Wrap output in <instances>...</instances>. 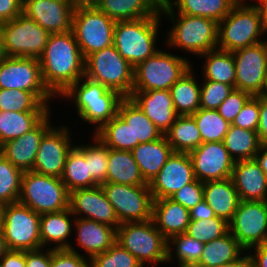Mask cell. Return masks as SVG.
<instances>
[{
  "label": "cell",
  "mask_w": 267,
  "mask_h": 267,
  "mask_svg": "<svg viewBox=\"0 0 267 267\" xmlns=\"http://www.w3.org/2000/svg\"><path fill=\"white\" fill-rule=\"evenodd\" d=\"M193 65L170 88L173 106L179 116H189L200 109L201 79L194 73ZM199 78V79H198Z\"/></svg>",
  "instance_id": "obj_32"
},
{
  "label": "cell",
  "mask_w": 267,
  "mask_h": 267,
  "mask_svg": "<svg viewBox=\"0 0 267 267\" xmlns=\"http://www.w3.org/2000/svg\"><path fill=\"white\" fill-rule=\"evenodd\" d=\"M131 152L141 176L149 184L165 165L173 150L163 135L155 141L138 144Z\"/></svg>",
  "instance_id": "obj_28"
},
{
  "label": "cell",
  "mask_w": 267,
  "mask_h": 267,
  "mask_svg": "<svg viewBox=\"0 0 267 267\" xmlns=\"http://www.w3.org/2000/svg\"><path fill=\"white\" fill-rule=\"evenodd\" d=\"M90 267H143L137 259L118 242L107 251L94 256Z\"/></svg>",
  "instance_id": "obj_48"
},
{
  "label": "cell",
  "mask_w": 267,
  "mask_h": 267,
  "mask_svg": "<svg viewBox=\"0 0 267 267\" xmlns=\"http://www.w3.org/2000/svg\"><path fill=\"white\" fill-rule=\"evenodd\" d=\"M23 171L0 153V205L18 202Z\"/></svg>",
  "instance_id": "obj_46"
},
{
  "label": "cell",
  "mask_w": 267,
  "mask_h": 267,
  "mask_svg": "<svg viewBox=\"0 0 267 267\" xmlns=\"http://www.w3.org/2000/svg\"><path fill=\"white\" fill-rule=\"evenodd\" d=\"M257 134L262 145H267V98L260 95V118Z\"/></svg>",
  "instance_id": "obj_58"
},
{
  "label": "cell",
  "mask_w": 267,
  "mask_h": 267,
  "mask_svg": "<svg viewBox=\"0 0 267 267\" xmlns=\"http://www.w3.org/2000/svg\"><path fill=\"white\" fill-rule=\"evenodd\" d=\"M235 4L253 5L257 0H233Z\"/></svg>",
  "instance_id": "obj_65"
},
{
  "label": "cell",
  "mask_w": 267,
  "mask_h": 267,
  "mask_svg": "<svg viewBox=\"0 0 267 267\" xmlns=\"http://www.w3.org/2000/svg\"><path fill=\"white\" fill-rule=\"evenodd\" d=\"M249 264L250 258L246 251L239 259H236L235 261L230 263L222 264L217 267H248Z\"/></svg>",
  "instance_id": "obj_62"
},
{
  "label": "cell",
  "mask_w": 267,
  "mask_h": 267,
  "mask_svg": "<svg viewBox=\"0 0 267 267\" xmlns=\"http://www.w3.org/2000/svg\"><path fill=\"white\" fill-rule=\"evenodd\" d=\"M170 199L180 203L186 209L191 210L204 200L203 182L195 179L193 182L184 185L181 189L172 194Z\"/></svg>",
  "instance_id": "obj_52"
},
{
  "label": "cell",
  "mask_w": 267,
  "mask_h": 267,
  "mask_svg": "<svg viewBox=\"0 0 267 267\" xmlns=\"http://www.w3.org/2000/svg\"><path fill=\"white\" fill-rule=\"evenodd\" d=\"M52 106L44 104L32 92L18 89H0V111L51 112Z\"/></svg>",
  "instance_id": "obj_43"
},
{
  "label": "cell",
  "mask_w": 267,
  "mask_h": 267,
  "mask_svg": "<svg viewBox=\"0 0 267 267\" xmlns=\"http://www.w3.org/2000/svg\"><path fill=\"white\" fill-rule=\"evenodd\" d=\"M253 5L257 8L263 25H265L267 23V0H257Z\"/></svg>",
  "instance_id": "obj_63"
},
{
  "label": "cell",
  "mask_w": 267,
  "mask_h": 267,
  "mask_svg": "<svg viewBox=\"0 0 267 267\" xmlns=\"http://www.w3.org/2000/svg\"><path fill=\"white\" fill-rule=\"evenodd\" d=\"M118 115L131 127L132 150L140 143L152 142L163 136L130 97L121 100Z\"/></svg>",
  "instance_id": "obj_30"
},
{
  "label": "cell",
  "mask_w": 267,
  "mask_h": 267,
  "mask_svg": "<svg viewBox=\"0 0 267 267\" xmlns=\"http://www.w3.org/2000/svg\"><path fill=\"white\" fill-rule=\"evenodd\" d=\"M40 216L20 202L2 205L0 234L5 248L17 251L41 249Z\"/></svg>",
  "instance_id": "obj_8"
},
{
  "label": "cell",
  "mask_w": 267,
  "mask_h": 267,
  "mask_svg": "<svg viewBox=\"0 0 267 267\" xmlns=\"http://www.w3.org/2000/svg\"><path fill=\"white\" fill-rule=\"evenodd\" d=\"M0 27L8 57L39 59L50 35L23 13L10 21L0 23Z\"/></svg>",
  "instance_id": "obj_11"
},
{
  "label": "cell",
  "mask_w": 267,
  "mask_h": 267,
  "mask_svg": "<svg viewBox=\"0 0 267 267\" xmlns=\"http://www.w3.org/2000/svg\"><path fill=\"white\" fill-rule=\"evenodd\" d=\"M251 96L252 95L246 91L234 89L216 110L223 119L232 124L235 117Z\"/></svg>",
  "instance_id": "obj_51"
},
{
  "label": "cell",
  "mask_w": 267,
  "mask_h": 267,
  "mask_svg": "<svg viewBox=\"0 0 267 267\" xmlns=\"http://www.w3.org/2000/svg\"><path fill=\"white\" fill-rule=\"evenodd\" d=\"M264 204H265L266 211H267V197H266V199L264 200Z\"/></svg>",
  "instance_id": "obj_68"
},
{
  "label": "cell",
  "mask_w": 267,
  "mask_h": 267,
  "mask_svg": "<svg viewBox=\"0 0 267 267\" xmlns=\"http://www.w3.org/2000/svg\"><path fill=\"white\" fill-rule=\"evenodd\" d=\"M176 13L220 22L234 7L233 0H163Z\"/></svg>",
  "instance_id": "obj_36"
},
{
  "label": "cell",
  "mask_w": 267,
  "mask_h": 267,
  "mask_svg": "<svg viewBox=\"0 0 267 267\" xmlns=\"http://www.w3.org/2000/svg\"><path fill=\"white\" fill-rule=\"evenodd\" d=\"M8 56H7V53H6V50H5V46H4V42H3V36H2V29L0 27V63L6 59Z\"/></svg>",
  "instance_id": "obj_64"
},
{
  "label": "cell",
  "mask_w": 267,
  "mask_h": 267,
  "mask_svg": "<svg viewBox=\"0 0 267 267\" xmlns=\"http://www.w3.org/2000/svg\"><path fill=\"white\" fill-rule=\"evenodd\" d=\"M0 89L34 93L44 104L56 99L45 87L38 58L7 57L0 63Z\"/></svg>",
  "instance_id": "obj_15"
},
{
  "label": "cell",
  "mask_w": 267,
  "mask_h": 267,
  "mask_svg": "<svg viewBox=\"0 0 267 267\" xmlns=\"http://www.w3.org/2000/svg\"><path fill=\"white\" fill-rule=\"evenodd\" d=\"M229 232V223L220 217L190 220L186 234L202 243H208Z\"/></svg>",
  "instance_id": "obj_47"
},
{
  "label": "cell",
  "mask_w": 267,
  "mask_h": 267,
  "mask_svg": "<svg viewBox=\"0 0 267 267\" xmlns=\"http://www.w3.org/2000/svg\"><path fill=\"white\" fill-rule=\"evenodd\" d=\"M204 243L186 233L173 235L167 240V266L194 267L200 260ZM177 263V264H176Z\"/></svg>",
  "instance_id": "obj_39"
},
{
  "label": "cell",
  "mask_w": 267,
  "mask_h": 267,
  "mask_svg": "<svg viewBox=\"0 0 267 267\" xmlns=\"http://www.w3.org/2000/svg\"><path fill=\"white\" fill-rule=\"evenodd\" d=\"M250 264L254 267H267V242L254 246L247 251Z\"/></svg>",
  "instance_id": "obj_57"
},
{
  "label": "cell",
  "mask_w": 267,
  "mask_h": 267,
  "mask_svg": "<svg viewBox=\"0 0 267 267\" xmlns=\"http://www.w3.org/2000/svg\"><path fill=\"white\" fill-rule=\"evenodd\" d=\"M69 209L77 218L104 223L115 229L120 225L101 185L70 191Z\"/></svg>",
  "instance_id": "obj_19"
},
{
  "label": "cell",
  "mask_w": 267,
  "mask_h": 267,
  "mask_svg": "<svg viewBox=\"0 0 267 267\" xmlns=\"http://www.w3.org/2000/svg\"><path fill=\"white\" fill-rule=\"evenodd\" d=\"M235 87L220 82L201 80L200 108L216 110Z\"/></svg>",
  "instance_id": "obj_49"
},
{
  "label": "cell",
  "mask_w": 267,
  "mask_h": 267,
  "mask_svg": "<svg viewBox=\"0 0 267 267\" xmlns=\"http://www.w3.org/2000/svg\"><path fill=\"white\" fill-rule=\"evenodd\" d=\"M196 179L201 182L230 178L235 161L223 142L201 143L188 153Z\"/></svg>",
  "instance_id": "obj_18"
},
{
  "label": "cell",
  "mask_w": 267,
  "mask_h": 267,
  "mask_svg": "<svg viewBox=\"0 0 267 267\" xmlns=\"http://www.w3.org/2000/svg\"><path fill=\"white\" fill-rule=\"evenodd\" d=\"M256 161L259 163L261 169L267 175V145H262L260 150L255 156Z\"/></svg>",
  "instance_id": "obj_61"
},
{
  "label": "cell",
  "mask_w": 267,
  "mask_h": 267,
  "mask_svg": "<svg viewBox=\"0 0 267 267\" xmlns=\"http://www.w3.org/2000/svg\"><path fill=\"white\" fill-rule=\"evenodd\" d=\"M213 217H216L214 211L205 200H202L190 210L191 220H205Z\"/></svg>",
  "instance_id": "obj_59"
},
{
  "label": "cell",
  "mask_w": 267,
  "mask_h": 267,
  "mask_svg": "<svg viewBox=\"0 0 267 267\" xmlns=\"http://www.w3.org/2000/svg\"><path fill=\"white\" fill-rule=\"evenodd\" d=\"M49 113L0 111V146L34 129Z\"/></svg>",
  "instance_id": "obj_37"
},
{
  "label": "cell",
  "mask_w": 267,
  "mask_h": 267,
  "mask_svg": "<svg viewBox=\"0 0 267 267\" xmlns=\"http://www.w3.org/2000/svg\"><path fill=\"white\" fill-rule=\"evenodd\" d=\"M100 0H69L73 10L84 8H97Z\"/></svg>",
  "instance_id": "obj_60"
},
{
  "label": "cell",
  "mask_w": 267,
  "mask_h": 267,
  "mask_svg": "<svg viewBox=\"0 0 267 267\" xmlns=\"http://www.w3.org/2000/svg\"><path fill=\"white\" fill-rule=\"evenodd\" d=\"M260 118V95L251 96L235 117L232 125L257 131Z\"/></svg>",
  "instance_id": "obj_50"
},
{
  "label": "cell",
  "mask_w": 267,
  "mask_h": 267,
  "mask_svg": "<svg viewBox=\"0 0 267 267\" xmlns=\"http://www.w3.org/2000/svg\"><path fill=\"white\" fill-rule=\"evenodd\" d=\"M116 242L143 267L167 264V239L155 227L152 219L120 224L116 229Z\"/></svg>",
  "instance_id": "obj_6"
},
{
  "label": "cell",
  "mask_w": 267,
  "mask_h": 267,
  "mask_svg": "<svg viewBox=\"0 0 267 267\" xmlns=\"http://www.w3.org/2000/svg\"><path fill=\"white\" fill-rule=\"evenodd\" d=\"M73 234L75 237H73L68 250L89 260L107 251L116 242L114 227L84 218L75 217Z\"/></svg>",
  "instance_id": "obj_21"
},
{
  "label": "cell",
  "mask_w": 267,
  "mask_h": 267,
  "mask_svg": "<svg viewBox=\"0 0 267 267\" xmlns=\"http://www.w3.org/2000/svg\"><path fill=\"white\" fill-rule=\"evenodd\" d=\"M18 202L40 215L60 212L69 208V191L61 178L25 171Z\"/></svg>",
  "instance_id": "obj_10"
},
{
  "label": "cell",
  "mask_w": 267,
  "mask_h": 267,
  "mask_svg": "<svg viewBox=\"0 0 267 267\" xmlns=\"http://www.w3.org/2000/svg\"><path fill=\"white\" fill-rule=\"evenodd\" d=\"M229 232L248 251L254 246L267 242V211L264 201L240 200Z\"/></svg>",
  "instance_id": "obj_17"
},
{
  "label": "cell",
  "mask_w": 267,
  "mask_h": 267,
  "mask_svg": "<svg viewBox=\"0 0 267 267\" xmlns=\"http://www.w3.org/2000/svg\"><path fill=\"white\" fill-rule=\"evenodd\" d=\"M231 179L242 201H264L267 197V175L256 159L236 161Z\"/></svg>",
  "instance_id": "obj_25"
},
{
  "label": "cell",
  "mask_w": 267,
  "mask_h": 267,
  "mask_svg": "<svg viewBox=\"0 0 267 267\" xmlns=\"http://www.w3.org/2000/svg\"><path fill=\"white\" fill-rule=\"evenodd\" d=\"M236 66V89L252 96L267 88V43L262 41L232 52Z\"/></svg>",
  "instance_id": "obj_16"
},
{
  "label": "cell",
  "mask_w": 267,
  "mask_h": 267,
  "mask_svg": "<svg viewBox=\"0 0 267 267\" xmlns=\"http://www.w3.org/2000/svg\"><path fill=\"white\" fill-rule=\"evenodd\" d=\"M190 116L196 122L202 143L223 142L231 124L223 119L217 110L200 108Z\"/></svg>",
  "instance_id": "obj_44"
},
{
  "label": "cell",
  "mask_w": 267,
  "mask_h": 267,
  "mask_svg": "<svg viewBox=\"0 0 267 267\" xmlns=\"http://www.w3.org/2000/svg\"><path fill=\"white\" fill-rule=\"evenodd\" d=\"M6 250L4 241L2 240L1 234H0V259L2 258V255L4 251Z\"/></svg>",
  "instance_id": "obj_66"
},
{
  "label": "cell",
  "mask_w": 267,
  "mask_h": 267,
  "mask_svg": "<svg viewBox=\"0 0 267 267\" xmlns=\"http://www.w3.org/2000/svg\"><path fill=\"white\" fill-rule=\"evenodd\" d=\"M163 18L158 16L117 21L113 45L134 68L162 48L160 31ZM160 37V40L158 41Z\"/></svg>",
  "instance_id": "obj_4"
},
{
  "label": "cell",
  "mask_w": 267,
  "mask_h": 267,
  "mask_svg": "<svg viewBox=\"0 0 267 267\" xmlns=\"http://www.w3.org/2000/svg\"><path fill=\"white\" fill-rule=\"evenodd\" d=\"M73 12L69 0H25L22 5V13L49 34L71 31Z\"/></svg>",
  "instance_id": "obj_22"
},
{
  "label": "cell",
  "mask_w": 267,
  "mask_h": 267,
  "mask_svg": "<svg viewBox=\"0 0 267 267\" xmlns=\"http://www.w3.org/2000/svg\"><path fill=\"white\" fill-rule=\"evenodd\" d=\"M106 182L123 185H148L128 150H114L109 148Z\"/></svg>",
  "instance_id": "obj_34"
},
{
  "label": "cell",
  "mask_w": 267,
  "mask_h": 267,
  "mask_svg": "<svg viewBox=\"0 0 267 267\" xmlns=\"http://www.w3.org/2000/svg\"><path fill=\"white\" fill-rule=\"evenodd\" d=\"M196 179L188 153L173 152L159 173L148 184L153 199L170 198Z\"/></svg>",
  "instance_id": "obj_20"
},
{
  "label": "cell",
  "mask_w": 267,
  "mask_h": 267,
  "mask_svg": "<svg viewBox=\"0 0 267 267\" xmlns=\"http://www.w3.org/2000/svg\"><path fill=\"white\" fill-rule=\"evenodd\" d=\"M50 267H90V260L68 249H51Z\"/></svg>",
  "instance_id": "obj_53"
},
{
  "label": "cell",
  "mask_w": 267,
  "mask_h": 267,
  "mask_svg": "<svg viewBox=\"0 0 267 267\" xmlns=\"http://www.w3.org/2000/svg\"><path fill=\"white\" fill-rule=\"evenodd\" d=\"M197 59L203 67L200 71L202 73H199L202 80L224 83L236 89V66L232 52L214 49L203 53Z\"/></svg>",
  "instance_id": "obj_33"
},
{
  "label": "cell",
  "mask_w": 267,
  "mask_h": 267,
  "mask_svg": "<svg viewBox=\"0 0 267 267\" xmlns=\"http://www.w3.org/2000/svg\"><path fill=\"white\" fill-rule=\"evenodd\" d=\"M190 210L170 198L153 199L152 221L168 240L185 233L190 223Z\"/></svg>",
  "instance_id": "obj_27"
},
{
  "label": "cell",
  "mask_w": 267,
  "mask_h": 267,
  "mask_svg": "<svg viewBox=\"0 0 267 267\" xmlns=\"http://www.w3.org/2000/svg\"><path fill=\"white\" fill-rule=\"evenodd\" d=\"M21 0H0V23L10 21L22 13Z\"/></svg>",
  "instance_id": "obj_55"
},
{
  "label": "cell",
  "mask_w": 267,
  "mask_h": 267,
  "mask_svg": "<svg viewBox=\"0 0 267 267\" xmlns=\"http://www.w3.org/2000/svg\"><path fill=\"white\" fill-rule=\"evenodd\" d=\"M203 197L216 217L228 223L232 220L240 202L238 192L230 178L203 183Z\"/></svg>",
  "instance_id": "obj_29"
},
{
  "label": "cell",
  "mask_w": 267,
  "mask_h": 267,
  "mask_svg": "<svg viewBox=\"0 0 267 267\" xmlns=\"http://www.w3.org/2000/svg\"><path fill=\"white\" fill-rule=\"evenodd\" d=\"M51 249L26 251V267H50Z\"/></svg>",
  "instance_id": "obj_54"
},
{
  "label": "cell",
  "mask_w": 267,
  "mask_h": 267,
  "mask_svg": "<svg viewBox=\"0 0 267 267\" xmlns=\"http://www.w3.org/2000/svg\"><path fill=\"white\" fill-rule=\"evenodd\" d=\"M84 76L118 92L124 98L132 94L134 67L120 55L114 45L85 58Z\"/></svg>",
  "instance_id": "obj_9"
},
{
  "label": "cell",
  "mask_w": 267,
  "mask_h": 267,
  "mask_svg": "<svg viewBox=\"0 0 267 267\" xmlns=\"http://www.w3.org/2000/svg\"><path fill=\"white\" fill-rule=\"evenodd\" d=\"M115 24L98 8L74 10L72 31L84 58L113 45Z\"/></svg>",
  "instance_id": "obj_12"
},
{
  "label": "cell",
  "mask_w": 267,
  "mask_h": 267,
  "mask_svg": "<svg viewBox=\"0 0 267 267\" xmlns=\"http://www.w3.org/2000/svg\"><path fill=\"white\" fill-rule=\"evenodd\" d=\"M223 144L235 162L255 159L262 146L257 131L242 129L232 124L223 139Z\"/></svg>",
  "instance_id": "obj_38"
},
{
  "label": "cell",
  "mask_w": 267,
  "mask_h": 267,
  "mask_svg": "<svg viewBox=\"0 0 267 267\" xmlns=\"http://www.w3.org/2000/svg\"><path fill=\"white\" fill-rule=\"evenodd\" d=\"M264 41L267 43V23L264 25Z\"/></svg>",
  "instance_id": "obj_67"
},
{
  "label": "cell",
  "mask_w": 267,
  "mask_h": 267,
  "mask_svg": "<svg viewBox=\"0 0 267 267\" xmlns=\"http://www.w3.org/2000/svg\"><path fill=\"white\" fill-rule=\"evenodd\" d=\"M162 0H100L97 8L114 21L158 16Z\"/></svg>",
  "instance_id": "obj_31"
},
{
  "label": "cell",
  "mask_w": 267,
  "mask_h": 267,
  "mask_svg": "<svg viewBox=\"0 0 267 267\" xmlns=\"http://www.w3.org/2000/svg\"><path fill=\"white\" fill-rule=\"evenodd\" d=\"M120 224L152 219L153 197L149 185L101 184Z\"/></svg>",
  "instance_id": "obj_13"
},
{
  "label": "cell",
  "mask_w": 267,
  "mask_h": 267,
  "mask_svg": "<svg viewBox=\"0 0 267 267\" xmlns=\"http://www.w3.org/2000/svg\"><path fill=\"white\" fill-rule=\"evenodd\" d=\"M154 55L150 56L134 68L132 91L170 90L192 66L188 58L168 51L164 44ZM165 49V50H164Z\"/></svg>",
  "instance_id": "obj_5"
},
{
  "label": "cell",
  "mask_w": 267,
  "mask_h": 267,
  "mask_svg": "<svg viewBox=\"0 0 267 267\" xmlns=\"http://www.w3.org/2000/svg\"><path fill=\"white\" fill-rule=\"evenodd\" d=\"M75 216L69 208L40 216V240L42 248L69 249L73 239ZM72 237V238H71Z\"/></svg>",
  "instance_id": "obj_26"
},
{
  "label": "cell",
  "mask_w": 267,
  "mask_h": 267,
  "mask_svg": "<svg viewBox=\"0 0 267 267\" xmlns=\"http://www.w3.org/2000/svg\"><path fill=\"white\" fill-rule=\"evenodd\" d=\"M67 124L66 121L65 124L59 122L44 134L32 171L58 178L62 176L68 153L76 145V135Z\"/></svg>",
  "instance_id": "obj_14"
},
{
  "label": "cell",
  "mask_w": 267,
  "mask_h": 267,
  "mask_svg": "<svg viewBox=\"0 0 267 267\" xmlns=\"http://www.w3.org/2000/svg\"><path fill=\"white\" fill-rule=\"evenodd\" d=\"M0 267H26V251L6 249L0 259Z\"/></svg>",
  "instance_id": "obj_56"
},
{
  "label": "cell",
  "mask_w": 267,
  "mask_h": 267,
  "mask_svg": "<svg viewBox=\"0 0 267 267\" xmlns=\"http://www.w3.org/2000/svg\"><path fill=\"white\" fill-rule=\"evenodd\" d=\"M246 250L228 232L204 244L199 262L194 267H217L239 259Z\"/></svg>",
  "instance_id": "obj_35"
},
{
  "label": "cell",
  "mask_w": 267,
  "mask_h": 267,
  "mask_svg": "<svg viewBox=\"0 0 267 267\" xmlns=\"http://www.w3.org/2000/svg\"><path fill=\"white\" fill-rule=\"evenodd\" d=\"M94 135L110 149L132 150L131 127L118 114Z\"/></svg>",
  "instance_id": "obj_45"
},
{
  "label": "cell",
  "mask_w": 267,
  "mask_h": 267,
  "mask_svg": "<svg viewBox=\"0 0 267 267\" xmlns=\"http://www.w3.org/2000/svg\"><path fill=\"white\" fill-rule=\"evenodd\" d=\"M164 135L173 152L189 153L202 143L196 122L190 115L178 116Z\"/></svg>",
  "instance_id": "obj_40"
},
{
  "label": "cell",
  "mask_w": 267,
  "mask_h": 267,
  "mask_svg": "<svg viewBox=\"0 0 267 267\" xmlns=\"http://www.w3.org/2000/svg\"><path fill=\"white\" fill-rule=\"evenodd\" d=\"M39 63L43 83L56 99L85 73V58L72 30L50 34Z\"/></svg>",
  "instance_id": "obj_1"
},
{
  "label": "cell",
  "mask_w": 267,
  "mask_h": 267,
  "mask_svg": "<svg viewBox=\"0 0 267 267\" xmlns=\"http://www.w3.org/2000/svg\"><path fill=\"white\" fill-rule=\"evenodd\" d=\"M264 41V25L254 5L235 4L218 22L217 49L234 52Z\"/></svg>",
  "instance_id": "obj_7"
},
{
  "label": "cell",
  "mask_w": 267,
  "mask_h": 267,
  "mask_svg": "<svg viewBox=\"0 0 267 267\" xmlns=\"http://www.w3.org/2000/svg\"><path fill=\"white\" fill-rule=\"evenodd\" d=\"M124 97L118 92L83 76L72 84L56 102H69L81 123L94 127L93 134L118 114V107ZM66 99V100H65ZM71 101V102H70ZM80 118V119H79ZM93 125V126H92Z\"/></svg>",
  "instance_id": "obj_3"
},
{
  "label": "cell",
  "mask_w": 267,
  "mask_h": 267,
  "mask_svg": "<svg viewBox=\"0 0 267 267\" xmlns=\"http://www.w3.org/2000/svg\"><path fill=\"white\" fill-rule=\"evenodd\" d=\"M88 133L89 135L92 134V136L89 137L90 141H88V143H80V141L77 140L75 146L88 159L89 174L101 185L102 183H106L109 147L92 132Z\"/></svg>",
  "instance_id": "obj_42"
},
{
  "label": "cell",
  "mask_w": 267,
  "mask_h": 267,
  "mask_svg": "<svg viewBox=\"0 0 267 267\" xmlns=\"http://www.w3.org/2000/svg\"><path fill=\"white\" fill-rule=\"evenodd\" d=\"M264 96L267 98V88H266V91H265V94H264Z\"/></svg>",
  "instance_id": "obj_69"
},
{
  "label": "cell",
  "mask_w": 267,
  "mask_h": 267,
  "mask_svg": "<svg viewBox=\"0 0 267 267\" xmlns=\"http://www.w3.org/2000/svg\"><path fill=\"white\" fill-rule=\"evenodd\" d=\"M160 13L163 20L170 23L164 38V43L173 51H183L186 58H197L208 51L217 49L218 22L186 14L176 13L163 0L160 5ZM165 16V17H164ZM186 52V53H185ZM194 55V56H191ZM191 56V57H189Z\"/></svg>",
  "instance_id": "obj_2"
},
{
  "label": "cell",
  "mask_w": 267,
  "mask_h": 267,
  "mask_svg": "<svg viewBox=\"0 0 267 267\" xmlns=\"http://www.w3.org/2000/svg\"><path fill=\"white\" fill-rule=\"evenodd\" d=\"M60 178L69 192L99 185L89 174L88 159L76 146L68 153Z\"/></svg>",
  "instance_id": "obj_41"
},
{
  "label": "cell",
  "mask_w": 267,
  "mask_h": 267,
  "mask_svg": "<svg viewBox=\"0 0 267 267\" xmlns=\"http://www.w3.org/2000/svg\"><path fill=\"white\" fill-rule=\"evenodd\" d=\"M53 110L31 131L0 146V153L23 172L31 171L35 163L40 141L55 124ZM54 122V123H52Z\"/></svg>",
  "instance_id": "obj_23"
},
{
  "label": "cell",
  "mask_w": 267,
  "mask_h": 267,
  "mask_svg": "<svg viewBox=\"0 0 267 267\" xmlns=\"http://www.w3.org/2000/svg\"><path fill=\"white\" fill-rule=\"evenodd\" d=\"M130 98L163 135L179 116L169 90L132 91Z\"/></svg>",
  "instance_id": "obj_24"
}]
</instances>
